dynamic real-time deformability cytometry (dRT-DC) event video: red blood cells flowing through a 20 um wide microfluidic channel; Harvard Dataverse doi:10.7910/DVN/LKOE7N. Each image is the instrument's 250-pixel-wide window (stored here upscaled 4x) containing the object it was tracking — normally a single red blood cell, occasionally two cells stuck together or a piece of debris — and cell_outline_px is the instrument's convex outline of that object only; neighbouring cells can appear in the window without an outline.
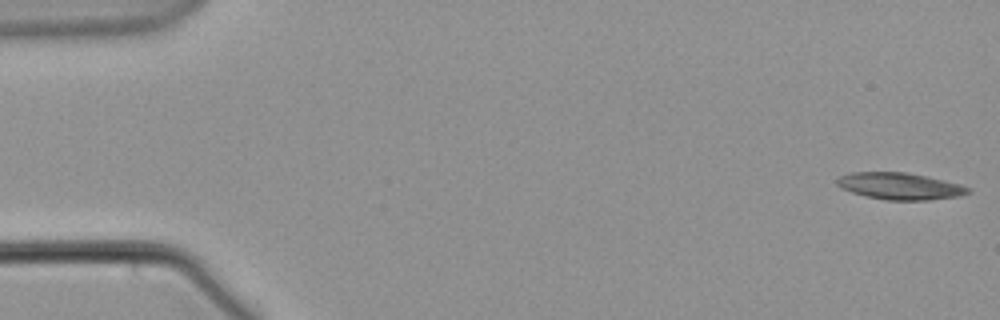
{"species": "common noctule bat (a hibernating species)", "species_latin": "Nyctalus noctula", "temperature_condition": "warm", "stored_images_in_passage": 58, "camera_frame_rate_fps": 3000, "um_per_image_px": 0.085, "animal": {"sex": "male", "body_mass_g": 21.5, "forearm_length_mm": 52.0}, "frame": {"image": 1, "passage_image": 1, "time_ms": 0.0, "image_size_px": [1000, 320], "cell_outline_px": [[972, 192], [960, 196], [928, 200], [884, 200], [864, 196], [840, 188], [836, 184], [836, 180], [840, 176], [852, 172], [908, 172], [944, 180], [960, 184], [972, 188]], "centroid_in_image_um": [76.51, 15.82], "position_along_channel_um": 8.5, "area_um2": 20.69}}
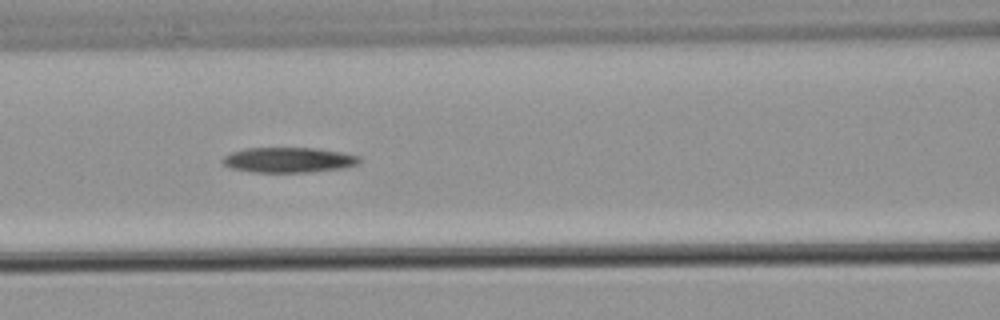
{"frame": {"image": 2, "passage_image": 25, "time_ms": 8.0, "image_size_px": [1000, 320], "cell_outline_px": [[360, 160], [356, 164], [344, 168], [308, 172], [252, 172], [228, 168], [220, 164], [220, 160], [224, 156], [232, 152], [244, 148], [316, 148], [340, 152], [360, 156]], "centroid_in_image_um": [24.45, 13.6], "position_along_channel_um": 142.2, "area_um2": 20.23}}
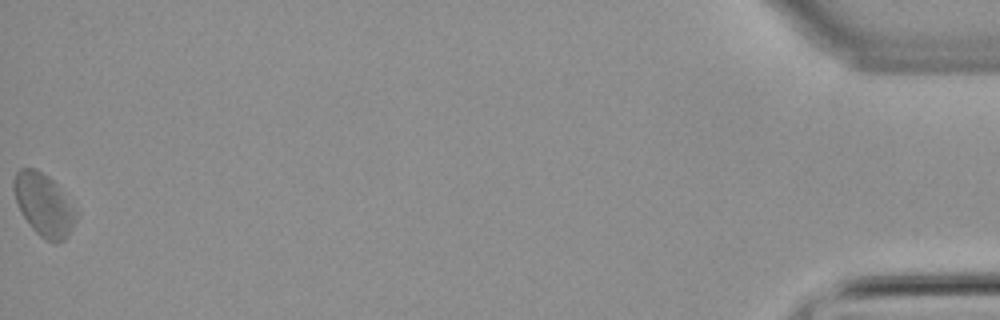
{"frame": {"image": 3, "passage_image": 58, "time_ms": 19.0, "image_size_px": [1000, 320], "cell_outline_px": [[80, 212], [76, 220], [64, 240], [56, 244], [40, 236], [28, 224], [16, 200], [12, 188], [12, 180], [16, 172], [20, 168], [36, 168], [48, 176], [56, 184]], "centroid_in_image_um": [3.74, 17.39], "position_along_channel_um": 431.5, "area_um2": 22.77}}